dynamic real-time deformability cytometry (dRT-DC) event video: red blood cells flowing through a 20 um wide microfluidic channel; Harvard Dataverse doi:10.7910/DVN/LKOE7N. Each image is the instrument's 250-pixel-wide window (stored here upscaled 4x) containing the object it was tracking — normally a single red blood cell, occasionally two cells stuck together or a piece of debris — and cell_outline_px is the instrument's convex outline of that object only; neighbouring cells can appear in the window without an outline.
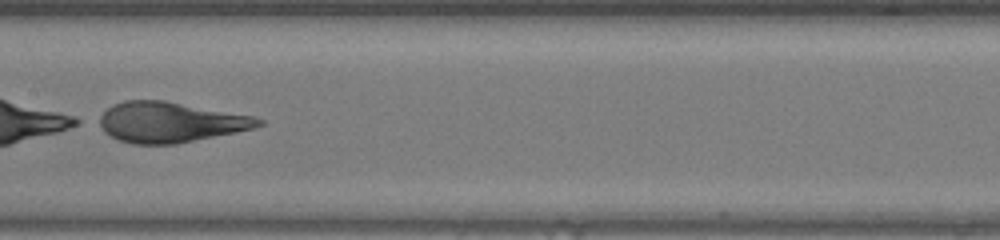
{"species": "human", "species_latin": "Homo sapiens", "temperature_condition": "warm", "stored_images_in_passage": 35, "camera_frame_rate_fps": 3000, "um_per_image_px": 0.085, "donor": {"sex": "female"}, "frame": {"image": 1, "passage_image": 12, "time_ms": 3.667, "image_size_px": [1000, 240], "cell_outline_px": [[264, 124], [252, 128], [236, 132], [176, 144], [132, 144], [120, 140], [104, 132], [92, 120], [112, 104], [124, 100], [164, 100], [256, 116], [264, 120]], "centroid_in_image_um": [14.4, 10.37], "position_along_channel_um": 193.0, "area_um2": 37.97}}
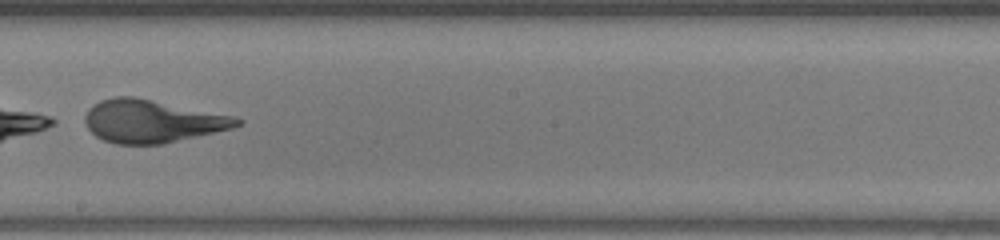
{"frame": {"image": 2, "passage_image": 15, "time_ms": 4.667, "image_size_px": [1000, 240], "cell_outline_px": [[244, 124], [232, 128], [160, 144], [116, 144], [104, 140], [96, 136], [88, 128], [84, 120], [84, 116], [88, 108], [100, 100], [116, 96], [132, 96], [236, 116], [244, 120]], "centroid_in_image_um": [12.93, 10.29], "position_along_channel_um": 235.3, "area_um2": 37.8}}
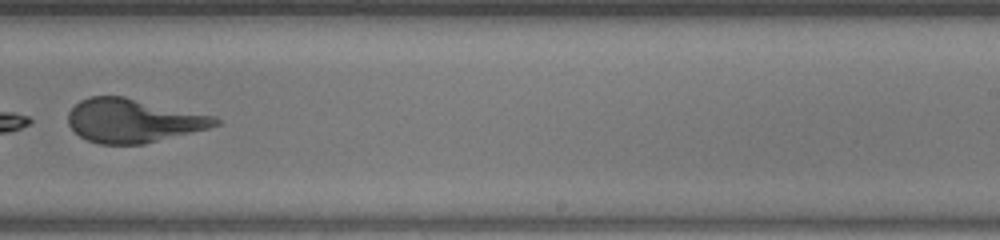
{"frame": {"image": 3, "passage_image": 18, "time_ms": 5.667, "image_size_px": [1000, 240], "cell_outline_px": [[220, 124], [208, 128], [144, 144], [100, 144], [88, 140], [80, 136], [68, 124], [68, 112], [80, 100], [88, 96], [124, 96], [216, 116], [220, 120]], "centroid_in_image_um": [11.32, 10.24], "position_along_channel_um": 277.7, "area_um2": 37.45}}